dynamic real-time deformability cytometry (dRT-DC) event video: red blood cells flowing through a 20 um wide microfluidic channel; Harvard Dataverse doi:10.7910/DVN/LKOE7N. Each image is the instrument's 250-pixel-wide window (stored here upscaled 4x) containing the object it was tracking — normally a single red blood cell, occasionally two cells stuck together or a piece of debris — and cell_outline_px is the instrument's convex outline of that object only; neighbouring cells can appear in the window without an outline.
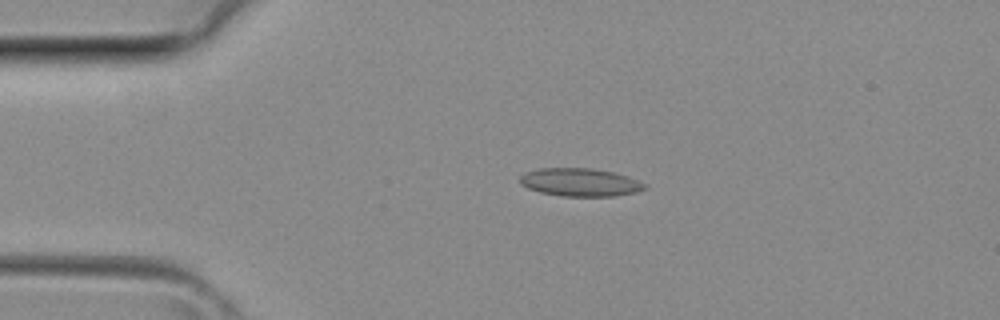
{"species": "common noctule bat (a hibernating species)", "species_latin": "Nyctalus noctula", "temperature_condition": "room temperature", "stored_images_in_passage": 29, "camera_frame_rate_fps": 3000, "um_per_image_px": 0.085, "animal": {"sex": "female", "body_mass_g": 29.2, "forearm_length_mm": 56.3}, "frame": {"image": 1, "passage_image": 4, "time_ms": 1.0, "image_size_px": [1000, 320], "cell_outline_px": [[648, 188], [636, 192], [612, 196], [564, 196], [540, 192], [528, 188], [520, 184], [520, 176], [524, 172], [540, 168], [592, 168], [612, 172], [628, 176], [644, 184]], "centroid_in_image_um": [49.28, 15.49], "position_along_channel_um": 35.7, "area_um2": 20.29}}
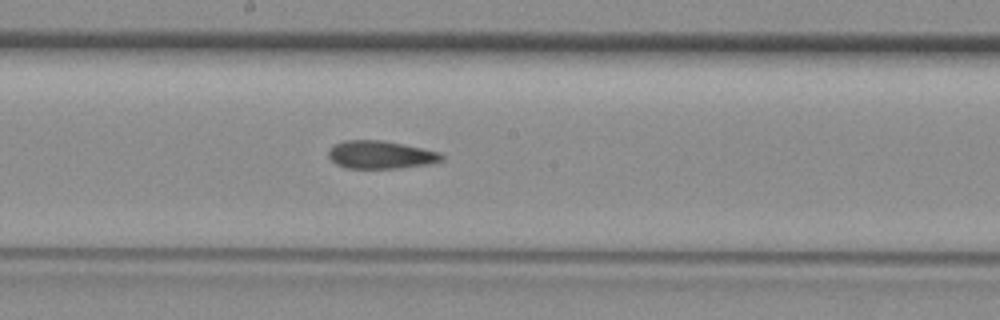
{"frame": {"image": 2, "passage_image": 16, "time_ms": 5.0, "image_size_px": [1000, 320], "cell_outline_px": [[444, 160], [428, 164], [396, 168], [348, 168], [336, 164], [328, 156], [328, 152], [336, 144], [344, 140], [384, 140], [440, 152], [444, 156]], "centroid_in_image_um": [32.37, 13.15], "position_along_channel_um": 215.8, "area_um2": 18.26}}
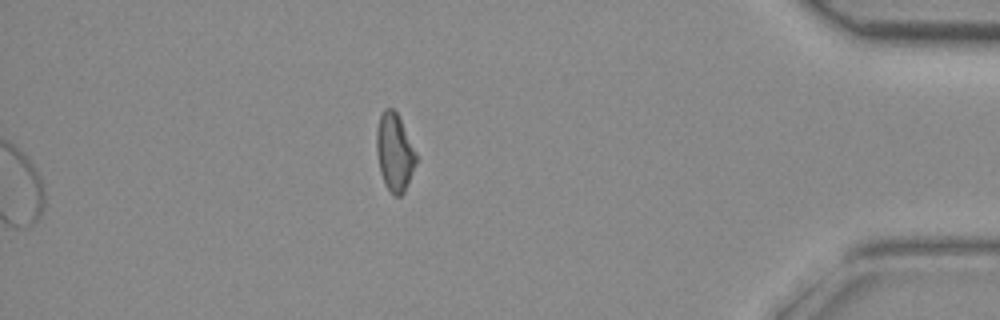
{"frame": {"image": 3, "passage_image": 29, "time_ms": 9.333, "image_size_px": [1000, 320], "cell_outline_px": [[416, 164], [404, 192], [400, 196], [396, 196], [384, 184], [380, 172], [376, 152], [376, 128], [380, 116], [384, 108], [392, 108], [396, 112], [416, 152]], "centroid_in_image_um": [33.51, 12.94], "position_along_channel_um": 401.7, "area_um2": 17.74}}